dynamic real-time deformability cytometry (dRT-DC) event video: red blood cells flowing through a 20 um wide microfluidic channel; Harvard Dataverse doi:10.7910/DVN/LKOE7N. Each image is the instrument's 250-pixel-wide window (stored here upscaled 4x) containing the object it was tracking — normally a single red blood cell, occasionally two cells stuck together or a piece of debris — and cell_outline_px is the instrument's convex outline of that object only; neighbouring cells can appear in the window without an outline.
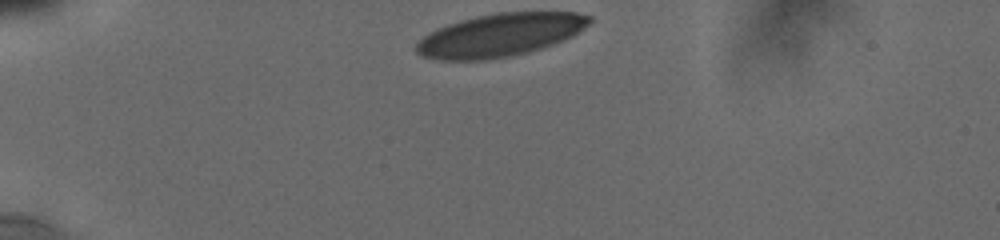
{"species": "human", "species_latin": "Homo sapiens", "temperature_condition": "cold", "stored_images_in_passage": 30, "camera_frame_rate_fps": 3000, "um_per_image_px": 0.085, "donor": {"sex": "male"}, "frame": {"image": 1, "passage_image": 1, "time_ms": 0.0, "image_size_px": [1000, 240], "cell_outline_px": [[592, 20], [588, 24], [576, 32], [552, 44], [540, 48], [508, 56], [484, 60], [444, 60], [424, 56], [416, 52], [416, 44], [428, 32], [436, 28], [460, 20], [476, 16], [496, 12], [576, 12], [592, 16]], "centroid_in_image_um": [42.46, 2.96], "position_along_channel_um": 42.5, "area_um2": 42.71}}
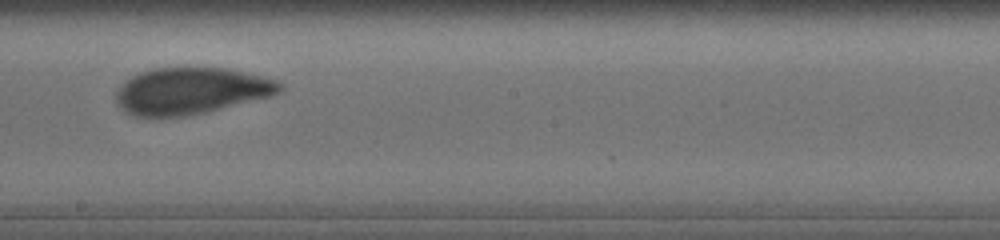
{"frame": {"image": 2, "passage_image": 18, "time_ms": 6.333, "image_size_px": [1000, 240], "cell_outline_px": [[284, 88], [280, 92], [268, 96], [204, 112], [184, 116], [136, 116], [128, 112], [116, 104], [116, 92], [120, 84], [132, 76], [140, 72], [152, 68], [188, 64], [224, 68], [264, 76], [276, 80]], "centroid_in_image_um": [16.19, 7.66], "position_along_channel_um": 232.0, "area_um2": 44.91}}
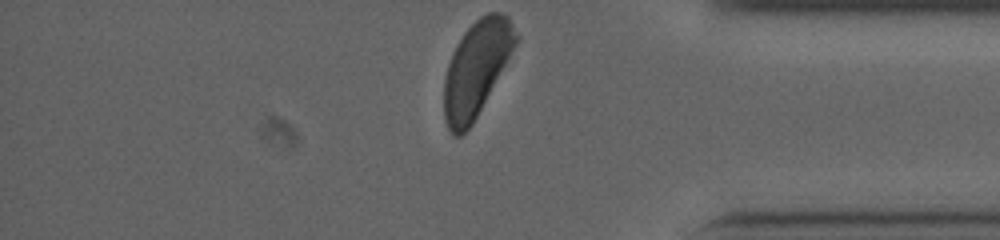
{"frame": {"image": 3, "passage_image": 30, "time_ms": 11.0, "image_size_px": [1000, 240], "cell_outline_px": [[520, 40], [472, 124], [460, 136], [452, 136], [448, 128], [444, 116], [444, 80], [448, 64], [452, 52], [456, 44], [464, 32], [480, 16], [488, 12], [504, 12], [508, 16], [520, 36]], "centroid_in_image_um": [40.52, 5.79], "position_along_channel_um": 394.7, "area_um2": 39.94}, "authors_computed_cell_mechanics": {"area_um2": 44.795, "velocity_mm_per_s": 3.7706, "shape_relaxation_time_tau1_ms": 3.371, "shape_relaxation_time_tau2_ms": null, "deformation_change_tau1": 0.1111, "deformation_change_tau2": null}}